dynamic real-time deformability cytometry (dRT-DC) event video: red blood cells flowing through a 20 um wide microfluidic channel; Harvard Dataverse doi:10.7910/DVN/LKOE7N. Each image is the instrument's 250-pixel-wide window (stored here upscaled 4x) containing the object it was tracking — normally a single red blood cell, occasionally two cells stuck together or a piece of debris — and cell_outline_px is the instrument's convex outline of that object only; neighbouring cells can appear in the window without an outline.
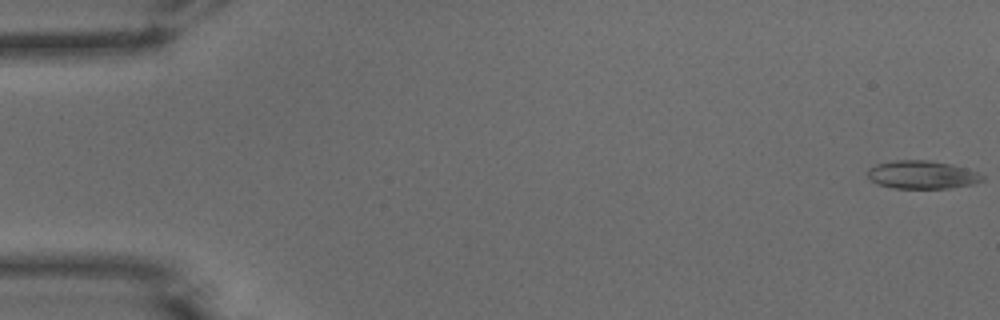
{"species": "common noctule bat (a hibernating species)", "species_latin": "Nyctalus noctula", "temperature_condition": "warm", "stored_images_in_passage": 46, "camera_frame_rate_fps": 3000, "um_per_image_px": 0.085, "animal": {"sex": "male", "body_mass_g": 15.6}, "frame": {"image": 1, "passage_image": 1, "time_ms": 0.0, "image_size_px": [1000, 320], "cell_outline_px": [[984, 180], [972, 184], [948, 188], [892, 188], [876, 184], [868, 176], [868, 168], [876, 164], [896, 160], [928, 160], [952, 164], [976, 172], [984, 176]], "centroid_in_image_um": [78.35, 14.85], "position_along_channel_um": 6.6, "area_um2": 18.73}}
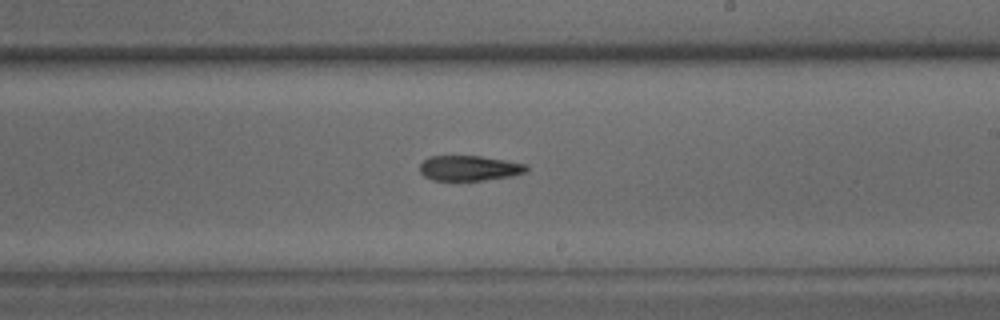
{"frame": {"image": 2, "passage_image": 31, "time_ms": 10.0, "image_size_px": [1000, 320], "cell_outline_px": [[528, 172], [512, 176], [484, 180], [432, 180], [424, 176], [420, 172], [420, 164], [428, 156], [480, 156], [528, 164]], "centroid_in_image_um": [39.91, 14.29], "position_along_channel_um": 249.1, "area_um2": 15.72}}
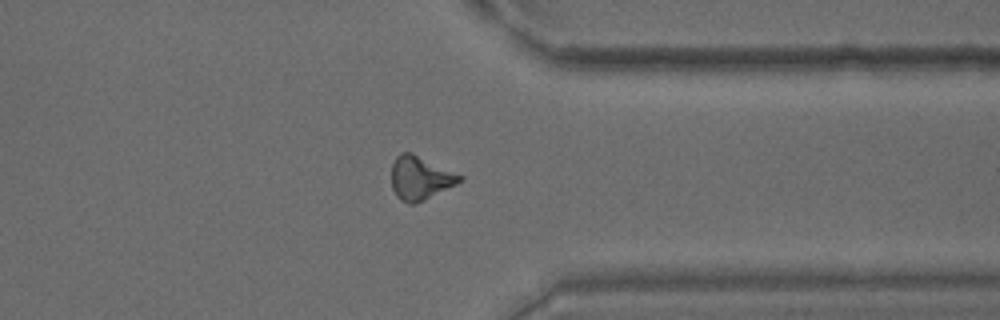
{"frame": {"image": 3, "passage_image": 41, "time_ms": 13.333, "image_size_px": [1000, 320], "cell_outline_px": [[464, 180], [416, 204], [408, 204], [400, 200], [396, 196], [392, 188], [392, 164], [396, 156], [400, 152], [412, 152], [464, 176]], "centroid_in_image_um": [35.71, 15.13], "position_along_channel_um": 375.7, "area_um2": 17.46}}